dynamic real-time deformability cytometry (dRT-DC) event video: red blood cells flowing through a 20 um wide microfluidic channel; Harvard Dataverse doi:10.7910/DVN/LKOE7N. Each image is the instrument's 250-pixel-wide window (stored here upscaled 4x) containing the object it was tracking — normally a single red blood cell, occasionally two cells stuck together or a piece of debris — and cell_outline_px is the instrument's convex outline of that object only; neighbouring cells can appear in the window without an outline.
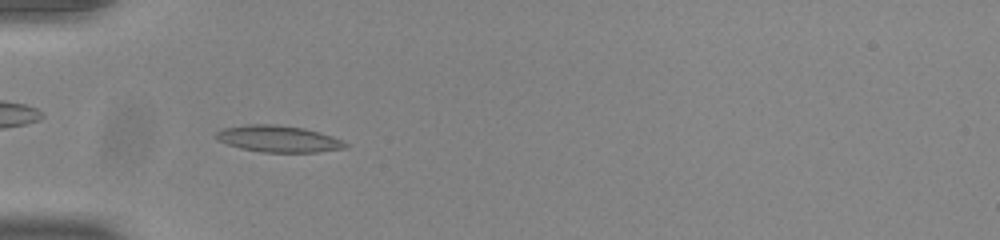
{"species": "common noctule bat (a hibernating species)", "species_latin": "Nyctalus noctula", "temperature_condition": "room temperature", "stored_images_in_passage": 32, "camera_frame_rate_fps": 3000, "um_per_image_px": 0.085, "animal": {"sex": "male", "body_mass_g": 20.0, "forearm_length_mm": 53.3}, "frame": {"image": 1, "passage_image": 6, "time_ms": 1.667, "image_size_px": [1000, 240], "cell_outline_px": [[348, 148], [316, 152], [260, 152], [240, 148], [228, 144], [220, 140], [216, 136], [216, 132], [224, 128], [248, 124], [276, 124], [304, 128], [320, 132], [332, 136], [348, 144]], "centroid_in_image_um": [23.69, 11.8], "position_along_channel_um": 61.3, "area_um2": 19.94}}
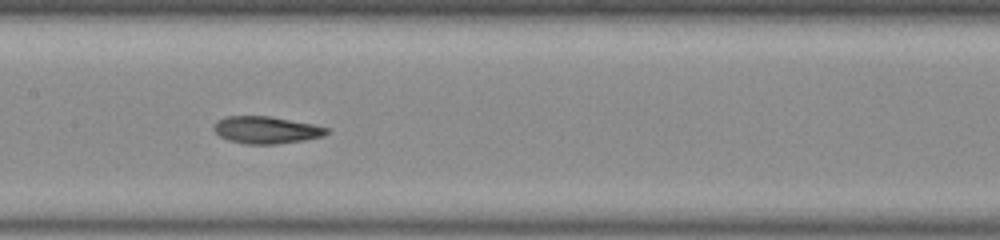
{"frame": {"image": 2, "passage_image": 16, "time_ms": 5.0, "image_size_px": [1000, 240], "cell_outline_px": [[328, 132], [324, 136], [304, 140], [276, 144], [244, 144], [228, 140], [220, 136], [212, 128], [216, 120], [228, 116], [268, 116], [312, 124], [328, 128]], "centroid_in_image_um": [22.59, 11.05], "position_along_channel_um": 184.8, "area_um2": 17.8}}
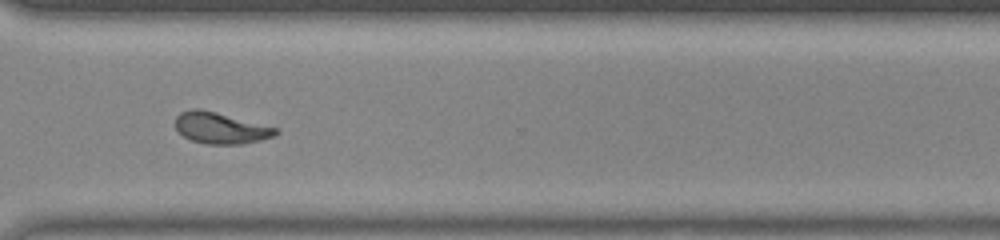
{"frame": {"image": 3, "passage_image": 29, "time_ms": 9.333, "image_size_px": [1000, 240], "cell_outline_px": [[280, 132], [276, 136], [244, 144], [204, 144], [192, 140], [184, 136], [176, 128], [176, 116], [180, 112], [192, 108], [200, 108], [280, 128]], "centroid_in_image_um": [18.8, 10.88], "position_along_channel_um": 351.8, "area_um2": 18.5}, "authors_computed_cell_mechanics": {"area_um2": 18.2937, "velocity_mm_per_s": 3.8532, "shape_relaxation_time_tau1_ms": 6.3766, "shape_relaxation_time_tau2_ms": 3.7416, "deformation_change_tau1": 0.1906, "deformation_change_tau2": 0.0884}}